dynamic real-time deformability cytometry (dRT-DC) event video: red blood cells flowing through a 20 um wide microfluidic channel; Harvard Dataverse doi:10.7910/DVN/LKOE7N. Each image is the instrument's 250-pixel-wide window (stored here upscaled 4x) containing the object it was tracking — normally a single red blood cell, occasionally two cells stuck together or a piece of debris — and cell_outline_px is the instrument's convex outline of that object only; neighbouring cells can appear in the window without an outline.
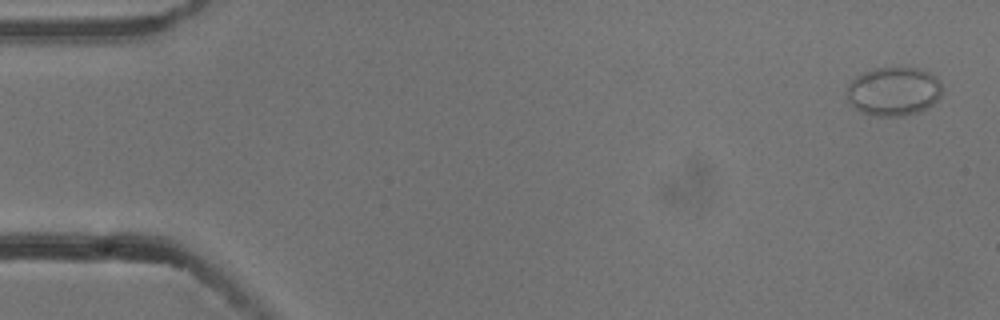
{"species": "common noctule bat (a hibernating species)", "species_latin": "Nyctalus noctula", "temperature_condition": "cold", "stored_images_in_passage": 5, "camera_frame_rate_fps": 3000, "um_per_image_px": 0.085, "animal": {"sex": "male", "body_mass_g": 13.3}, "frame": {"image": 1, "passage_image": 1, "time_ms": 0.0, "image_size_px": [1000, 320], "cell_outline_px": [[940, 96], [928, 108], [904, 116], [876, 116], [860, 112], [848, 100], [848, 84], [856, 76], [872, 68], [920, 68], [932, 72], [936, 76], [940, 84]], "centroid_in_image_um": [75.96, 7.76], "position_along_channel_um": 9.0, "area_um2": 27.05}}
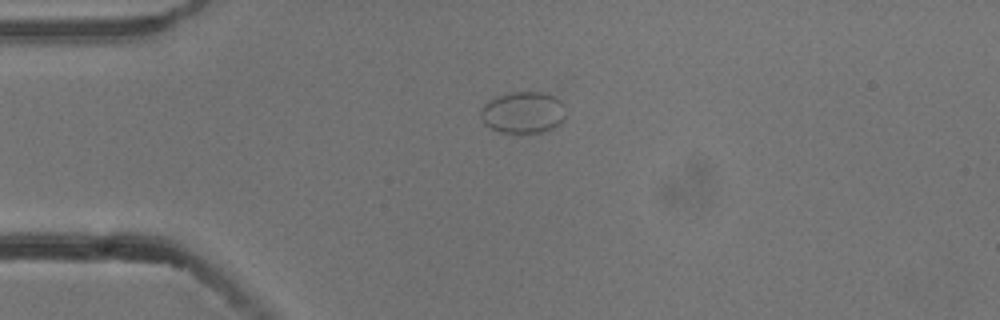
{"frame": {"image": 2, "passage_image": 4, "time_ms": 1.0, "image_size_px": [1000, 320], "cell_outline_px": [[564, 120], [556, 128], [544, 132], [500, 132], [484, 124], [480, 116], [480, 108], [488, 100], [496, 96], [512, 92], [544, 92], [556, 96], [564, 104]], "centroid_in_image_um": [44.47, 9.55], "position_along_channel_um": 40.5, "area_um2": 20.92}}